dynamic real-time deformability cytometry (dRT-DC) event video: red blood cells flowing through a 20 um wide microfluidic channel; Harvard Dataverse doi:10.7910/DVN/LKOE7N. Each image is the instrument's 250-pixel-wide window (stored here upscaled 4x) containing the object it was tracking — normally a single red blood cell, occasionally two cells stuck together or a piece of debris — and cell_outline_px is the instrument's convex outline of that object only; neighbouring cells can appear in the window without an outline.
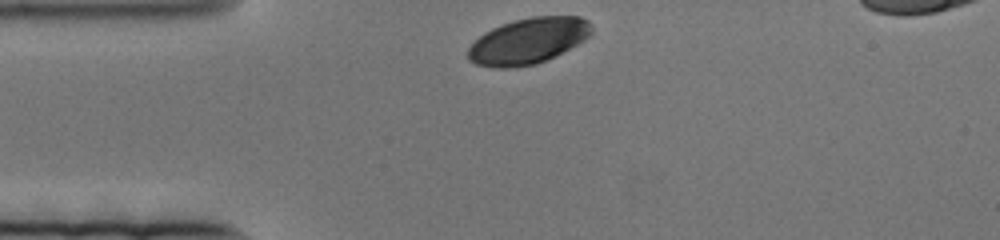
{"species": "human", "species_latin": "Homo sapiens", "temperature_condition": "cold", "stored_images_in_passage": 49, "camera_frame_rate_fps": 3000, "um_per_image_px": 0.085, "donor": {"sex": "female"}, "frame": {"image": 1, "passage_image": 1, "time_ms": 0.0, "image_size_px": [1000, 240], "cell_outline_px": [[592, 32], [584, 40], [536, 64], [508, 68], [496, 68], [476, 64], [468, 60], [468, 48], [484, 32], [492, 28], [516, 20], [532, 16], [580, 16], [588, 20], [592, 24]], "centroid_in_image_um": [44.89, 3.47], "position_along_channel_um": 40.1, "area_um2": 32.66}}
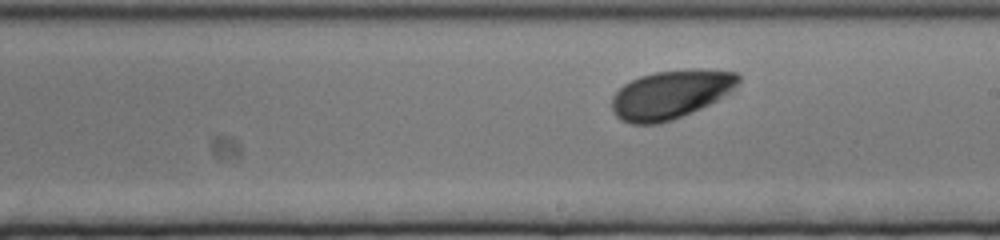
{"frame": {"image": 2, "passage_image": 28, "time_ms": 9.0, "image_size_px": [1000, 240], "cell_outline_px": [[740, 80], [728, 92], [716, 100], [692, 112], [672, 120], [660, 124], [632, 124], [620, 120], [612, 112], [612, 96], [624, 84], [640, 76], [656, 72], [692, 68], [700, 68], [736, 72], [740, 76]], "centroid_in_image_um": [56.98, 8.02], "position_along_channel_um": 232.0, "area_um2": 35.78}}
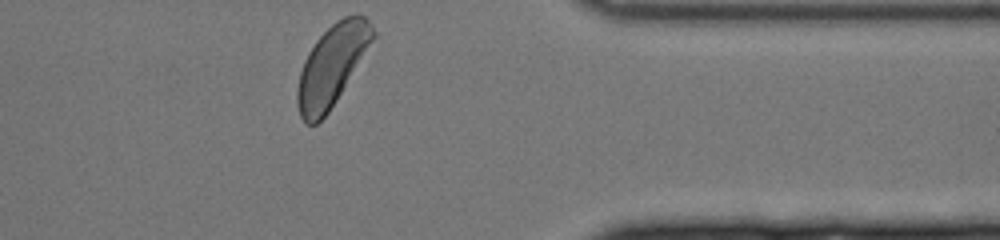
{"frame": {"image": 3, "passage_image": 49, "time_ms": 16.0, "image_size_px": [1000, 240], "cell_outline_px": [[376, 36], [328, 112], [316, 124], [304, 124], [300, 116], [296, 100], [296, 92], [300, 72], [304, 60], [308, 52], [316, 40], [336, 20], [344, 16], [356, 12], [364, 16], [372, 24], [376, 32]], "centroid_in_image_um": [28.21, 5.53], "position_along_channel_um": 383.2, "area_um2": 35.32}}